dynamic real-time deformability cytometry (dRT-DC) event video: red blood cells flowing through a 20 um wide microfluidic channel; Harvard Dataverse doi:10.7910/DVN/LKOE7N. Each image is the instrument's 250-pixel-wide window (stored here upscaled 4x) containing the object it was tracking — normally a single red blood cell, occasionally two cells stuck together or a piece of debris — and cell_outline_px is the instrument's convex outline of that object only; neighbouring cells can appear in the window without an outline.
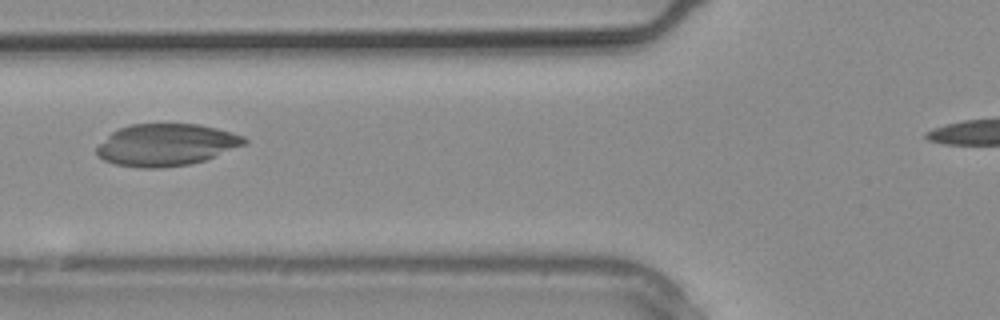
{"species": "common noctule bat (a hibernating species)", "species_latin": "Nyctalus noctula", "temperature_condition": "warm", "stored_images_in_passage": 4, "camera_frame_rate_fps": 3000, "um_per_image_px": 0.085, "animal": {"sex": "male", "body_mass_g": 20.4}, "frame": {"image": 1, "passage_image": 3, "time_ms": 0.667, "image_size_px": [1000, 320], "cell_outline_px": [[248, 140], [244, 144], [204, 160], [192, 164], [164, 168], [140, 168], [116, 164], [104, 160], [96, 152], [96, 148], [112, 132], [120, 128], [132, 124], [200, 124], [232, 132], [244, 136]], "centroid_in_image_um": [14.13, 12.31], "position_along_channel_um": 111.7, "area_um2": 35.89}}